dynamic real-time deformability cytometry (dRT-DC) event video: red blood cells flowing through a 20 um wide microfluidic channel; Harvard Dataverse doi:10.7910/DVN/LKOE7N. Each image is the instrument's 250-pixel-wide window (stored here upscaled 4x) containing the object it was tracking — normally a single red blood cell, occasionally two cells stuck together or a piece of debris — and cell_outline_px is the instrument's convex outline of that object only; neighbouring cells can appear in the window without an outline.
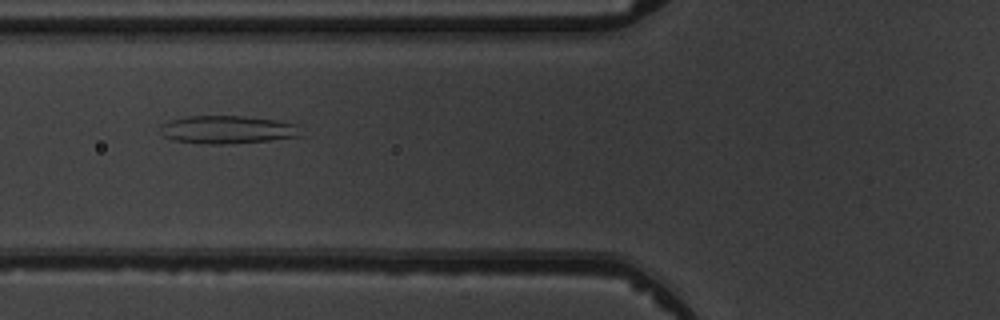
{"species": "common noctule bat (a hibernating species)", "species_latin": "Nyctalus noctula", "temperature_condition": "warm", "stored_images_in_passage": 4, "camera_frame_rate_fps": 3000, "um_per_image_px": 0.085, "animal": {"sex": "male", "body_mass_g": 19.5, "forearm_length_mm": 54.6}, "frame": {"image": 1, "passage_image": 2, "time_ms": 1.0, "image_size_px": [1000, 320], "cell_outline_px": [[304, 136], [268, 140], [228, 144], [200, 144], [172, 140], [164, 136], [160, 132], [160, 124], [168, 120], [188, 116], [240, 116], [276, 120], [296, 124]], "centroid_in_image_um": [19.29, 11.02], "position_along_channel_um": 106.5, "area_um2": 23.12}}
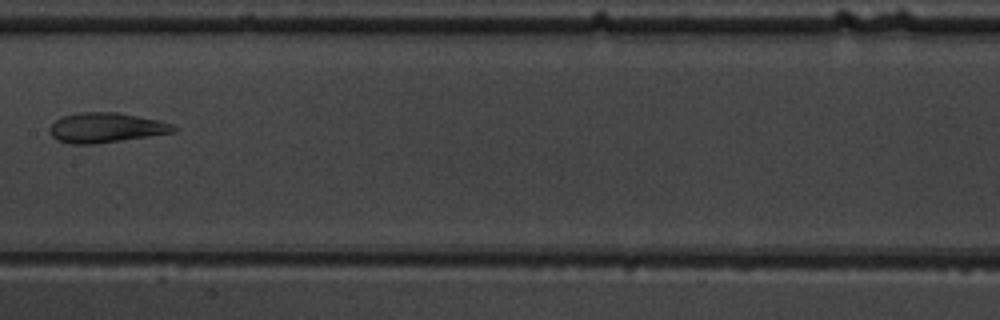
{"frame": {"image": 2, "passage_image": 4, "time_ms": 3.333, "image_size_px": [1000, 320], "cell_outline_px": [[180, 128], [176, 132], [92, 144], [72, 144], [56, 140], [48, 132], [48, 128], [60, 116], [80, 112], [116, 112], [160, 120], [172, 124]], "centroid_in_image_um": [8.99, 10.84], "position_along_channel_um": 198.4, "area_um2": 21.68}}